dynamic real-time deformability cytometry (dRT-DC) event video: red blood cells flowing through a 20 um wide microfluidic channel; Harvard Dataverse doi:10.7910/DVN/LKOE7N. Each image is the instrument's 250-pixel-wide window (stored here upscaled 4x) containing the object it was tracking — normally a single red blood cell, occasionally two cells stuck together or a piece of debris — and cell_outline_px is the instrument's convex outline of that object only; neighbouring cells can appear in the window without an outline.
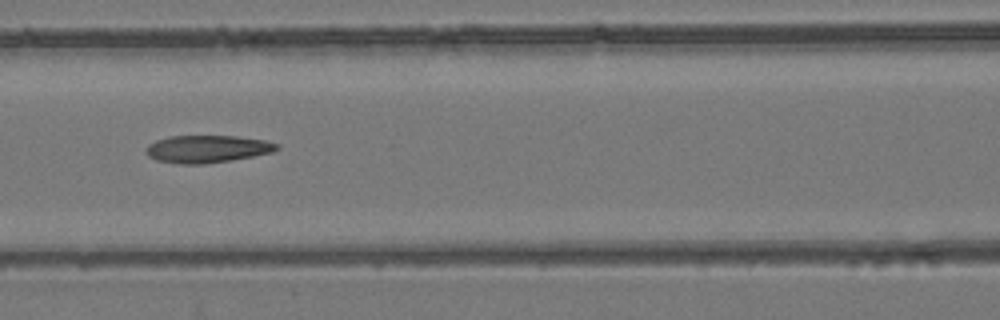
{"species": "common noctule bat (a hibernating species)", "species_latin": "Nyctalus noctula", "temperature_condition": "room temperature", "stored_images_in_passage": 9, "camera_frame_rate_fps": 3000, "um_per_image_px": 0.085, "animal": {"sex": "female", "body_mass_g": 24.6, "forearm_length_mm": 56.2}, "frame": {"image": 1, "passage_image": 8, "time_ms": 2.333, "image_size_px": [1000, 320], "cell_outline_px": [[280, 148], [272, 152], [232, 160], [200, 164], [180, 164], [156, 160], [148, 156], [148, 144], [156, 140], [168, 136], [236, 136], [264, 140], [280, 144]], "centroid_in_image_um": [17.63, 12.65], "position_along_channel_um": 149.0, "area_um2": 20.81}}
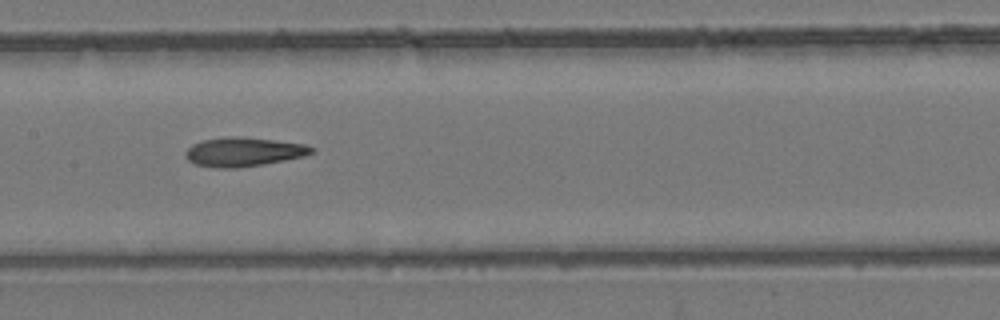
{"frame": {"image": 2, "passage_image": 9, "time_ms": 2.667, "image_size_px": [1000, 320], "cell_outline_px": [[316, 152], [304, 156], [284, 160], [236, 168], [216, 168], [196, 164], [188, 160], [184, 156], [184, 152], [192, 144], [204, 140], [236, 136], [272, 140], [304, 144], [316, 148]], "centroid_in_image_um": [20.7, 12.91], "position_along_channel_um": 186.7, "area_um2": 21.1}}